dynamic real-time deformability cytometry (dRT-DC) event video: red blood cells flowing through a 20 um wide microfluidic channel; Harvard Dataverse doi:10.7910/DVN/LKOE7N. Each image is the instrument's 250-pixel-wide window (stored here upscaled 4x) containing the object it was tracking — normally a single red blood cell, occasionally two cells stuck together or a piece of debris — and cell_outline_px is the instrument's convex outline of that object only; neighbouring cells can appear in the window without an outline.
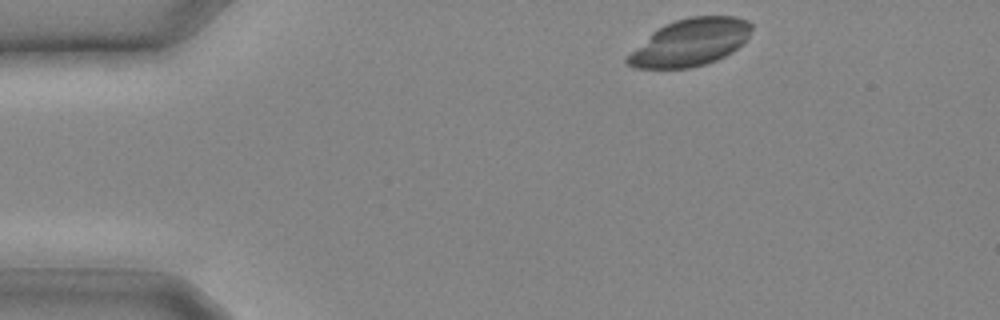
{"species": "common noctule bat (a hibernating species)", "species_latin": "Nyctalus noctula", "temperature_condition": "cold", "stored_images_in_passage": 10, "camera_frame_rate_fps": 3000, "um_per_image_px": 0.085, "animal": {"sex": "male", "body_mass_g": 20.4}, "frame": {"image": 1, "passage_image": 1, "time_ms": 0.0, "image_size_px": [1000, 320], "cell_outline_px": [[752, 28], [748, 36], [732, 52], [716, 60], [704, 64], [688, 68], [632, 68], [624, 60], [652, 32], [676, 20], [692, 16], [736, 16], [748, 20], [752, 24]], "centroid_in_image_um": [58.69, 3.6], "position_along_channel_um": 26.3, "area_um2": 33.52}}